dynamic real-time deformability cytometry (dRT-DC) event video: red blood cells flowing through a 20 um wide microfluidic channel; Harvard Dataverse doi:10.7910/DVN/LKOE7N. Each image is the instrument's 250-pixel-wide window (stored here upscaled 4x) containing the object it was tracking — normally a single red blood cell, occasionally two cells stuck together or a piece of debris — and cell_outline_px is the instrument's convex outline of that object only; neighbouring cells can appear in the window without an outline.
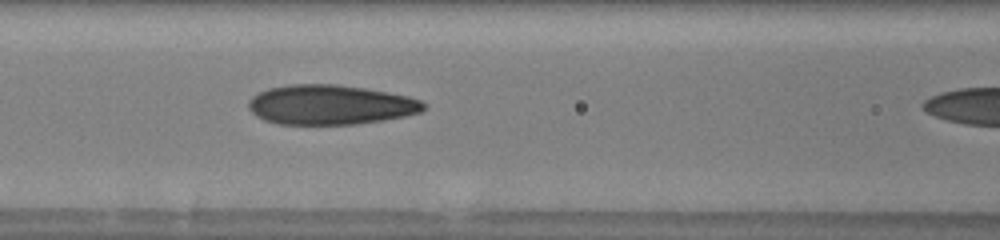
{"species": "human", "species_latin": "Homo sapiens", "temperature_condition": "warm", "stored_images_in_passage": 6, "camera_frame_rate_fps": 3000, "um_per_image_px": 0.085, "donor": {"sex": "male"}, "frame": {"image": 1, "passage_image": 5, "time_ms": 2.667, "image_size_px": [1000, 240], "cell_outline_px": [[428, 104], [420, 112], [404, 116], [384, 120], [356, 124], [276, 124], [264, 120], [256, 116], [248, 108], [248, 100], [252, 96], [268, 88], [292, 84], [336, 84], [364, 88], [408, 96], [420, 100]], "centroid_in_image_um": [28.06, 8.91], "position_along_channel_um": 138.5, "area_um2": 40.58}}